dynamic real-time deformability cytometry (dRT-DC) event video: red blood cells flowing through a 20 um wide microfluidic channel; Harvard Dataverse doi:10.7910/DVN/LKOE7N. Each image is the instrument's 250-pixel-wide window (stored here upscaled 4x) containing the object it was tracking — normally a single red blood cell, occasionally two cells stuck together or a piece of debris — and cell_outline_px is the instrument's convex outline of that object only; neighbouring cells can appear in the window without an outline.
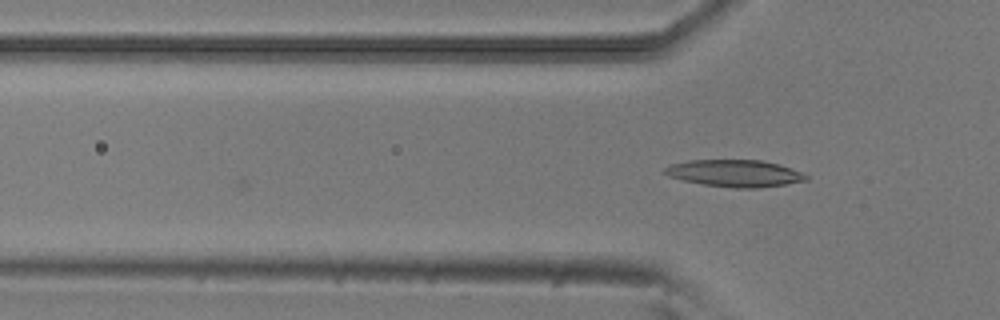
{"species": "common noctule bat (a hibernating species)", "species_latin": "Nyctalus noctula", "temperature_condition": "room temperature", "stored_images_in_passage": 6, "camera_frame_rate_fps": 3000, "um_per_image_px": 0.085, "animal": {"sex": "male", "body_mass_g": 20.5, "forearm_length_mm": 52.5}, "frame": {"image": 1, "passage_image": 6, "time_ms": 1.667, "image_size_px": [1000, 320], "cell_outline_px": [[808, 180], [784, 184], [756, 188], [732, 188], [704, 184], [684, 180], [668, 176], [660, 172], [664, 168], [672, 164], [688, 160], [760, 160], [780, 164], [800, 172], [808, 176]], "centroid_in_image_um": [62.42, 14.72], "position_along_channel_um": 63.4, "area_um2": 22.14}}